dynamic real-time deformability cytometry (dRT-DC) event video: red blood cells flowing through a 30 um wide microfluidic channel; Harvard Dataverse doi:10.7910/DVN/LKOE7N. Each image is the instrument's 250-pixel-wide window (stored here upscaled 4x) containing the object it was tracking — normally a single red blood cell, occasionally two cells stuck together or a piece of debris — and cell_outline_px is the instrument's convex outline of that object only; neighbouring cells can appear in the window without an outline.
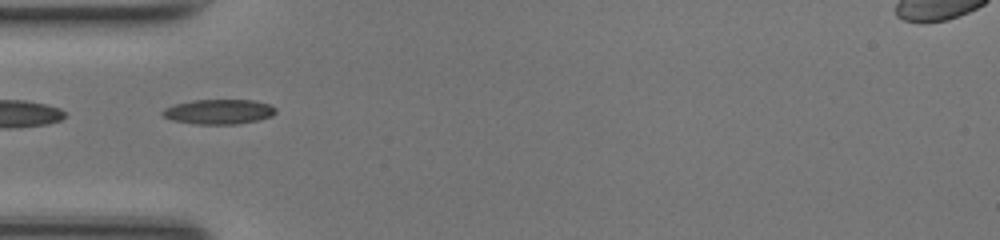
{"species": "common noctule bat (a hibernating species)", "species_latin": "Nyctalus noctula", "temperature_condition": "room temperature", "stored_images_in_passage": 34, "camera_frame_rate_fps": 3000, "um_per_image_px": 0.085, "animal": {"sex": "female", "body_mass_g": 17.0, "forearm_length_mm": 48.0}, "frame": {"image": 1, "passage_image": 1, "time_ms": 0.0, "image_size_px": [1000, 240], "cell_outline_px": [[276, 112], [272, 116], [256, 120], [236, 124], [196, 124], [172, 120], [164, 116], [160, 112], [164, 108], [176, 104], [192, 100], [252, 100], [268, 104], [276, 108]], "centroid_in_image_um": [18.58, 9.49], "position_along_channel_um": 66.4, "area_um2": 16.24}}
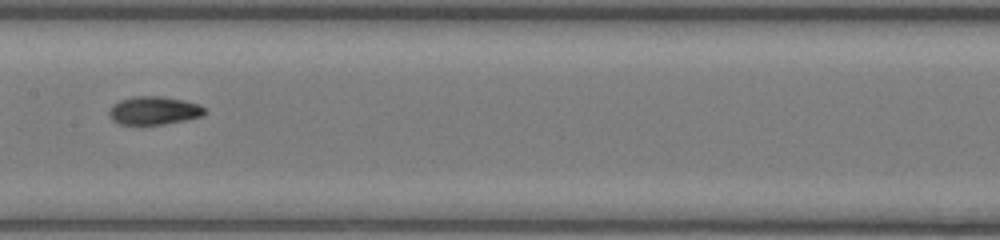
{"frame": {"image": 2, "passage_image": 10, "time_ms": 3.0, "image_size_px": [1000, 240], "cell_outline_px": [[204, 112], [200, 116], [184, 120], [164, 124], [120, 124], [112, 120], [108, 112], [112, 104], [120, 100], [136, 96], [160, 96], [184, 100], [200, 104], [204, 108]], "centroid_in_image_um": [13.05, 9.39], "position_along_channel_um": 194.3, "area_um2": 15.55}}
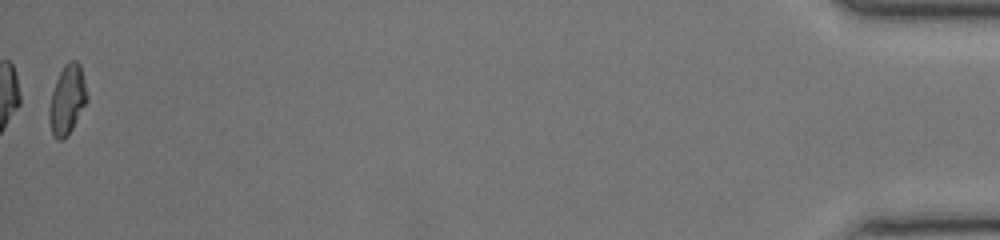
{"frame": {"image": 3, "passage_image": 34, "time_ms": 11.0, "image_size_px": [1000, 240], "cell_outline_px": [[88, 100], [68, 136], [60, 140], [56, 140], [52, 136], [48, 120], [48, 108], [52, 92], [56, 80], [64, 64], [68, 60], [76, 60], [80, 64], [88, 96]], "centroid_in_image_um": [5.7, 8.5], "position_along_channel_um": 429.5, "area_um2": 15.55}, "authors_computed_cell_mechanics": {"area_um2": 15.2303, "velocity_mm_per_s": 4.2431, "shape_relaxation_time_tau1_ms": 4.8071, "shape_relaxation_time_tau2_ms": 5.2278, "deformation_change_tau1": 0.184, "deformation_change_tau2": 0.0623}}